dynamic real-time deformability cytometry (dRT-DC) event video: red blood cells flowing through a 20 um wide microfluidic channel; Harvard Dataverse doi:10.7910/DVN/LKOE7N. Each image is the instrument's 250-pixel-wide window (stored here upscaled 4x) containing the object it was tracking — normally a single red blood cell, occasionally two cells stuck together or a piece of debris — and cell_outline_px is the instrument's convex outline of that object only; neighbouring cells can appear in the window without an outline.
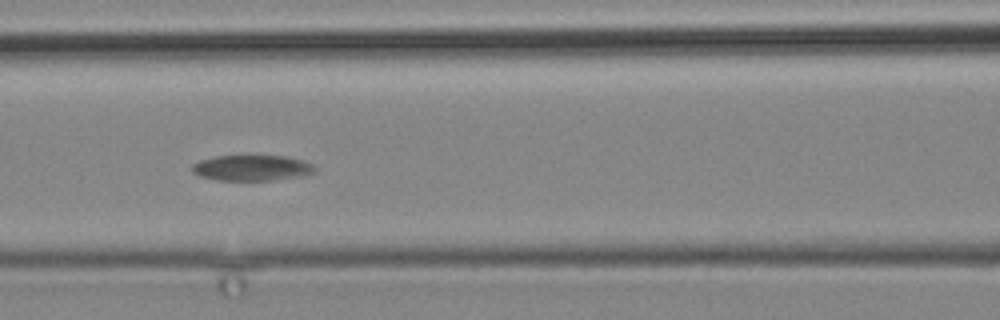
{"species": "common noctule bat (a hibernating species)", "species_latin": "Nyctalus noctula", "temperature_condition": "cold", "stored_images_in_passage": 6, "camera_frame_rate_fps": 3000, "um_per_image_px": 0.085, "animal": {"sex": "male", "body_mass_g": 19.2, "forearm_length_mm": 51.8}, "frame": {"image": 1, "passage_image": 3, "time_ms": 2.333, "image_size_px": [1000, 320], "cell_outline_px": [[316, 172], [308, 176], [272, 180], [220, 180], [200, 176], [192, 172], [192, 164], [200, 160], [216, 156], [284, 156], [300, 160], [312, 164], [316, 168]], "centroid_in_image_um": [21.45, 14.28], "position_along_channel_um": 145.2, "area_um2": 18.38}}
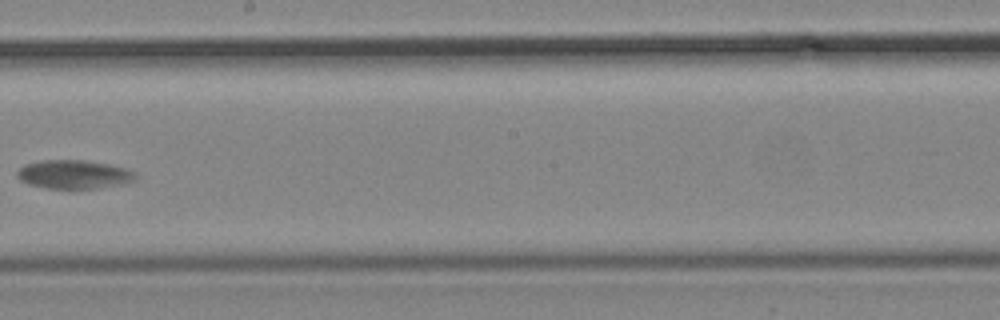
{"frame": {"image": 2, "passage_image": 5, "time_ms": 5.333, "image_size_px": [1000, 320], "cell_outline_px": [[140, 176], [136, 180], [124, 184], [96, 188], [48, 188], [28, 184], [20, 180], [16, 176], [16, 172], [24, 164], [40, 160], [84, 160], [108, 164], [124, 168], [136, 172]], "centroid_in_image_um": [6.3, 14.82], "position_along_channel_um": 241.9, "area_um2": 19.94}}
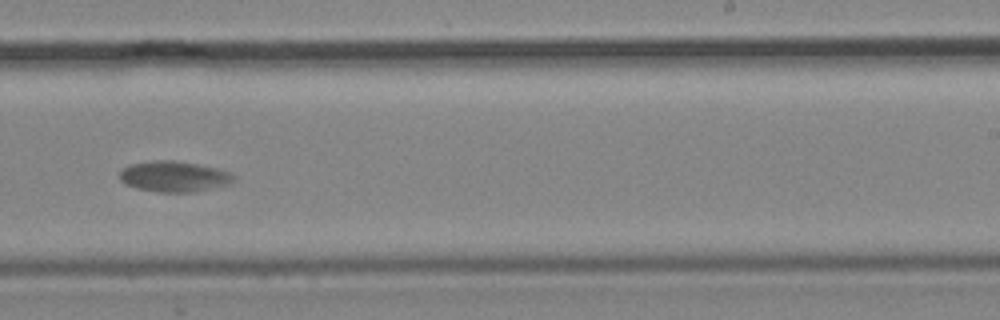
{"frame": {"image": 3, "passage_image": 6, "time_ms": 6.333, "image_size_px": [1000, 320], "cell_outline_px": [[236, 180], [228, 184], [192, 192], [160, 192], [136, 188], [124, 184], [120, 180], [120, 172], [128, 164], [152, 160], [176, 160], [216, 168], [228, 172], [236, 176]], "centroid_in_image_um": [14.76, 14.99], "position_along_channel_um": 274.2, "area_um2": 20.4}}